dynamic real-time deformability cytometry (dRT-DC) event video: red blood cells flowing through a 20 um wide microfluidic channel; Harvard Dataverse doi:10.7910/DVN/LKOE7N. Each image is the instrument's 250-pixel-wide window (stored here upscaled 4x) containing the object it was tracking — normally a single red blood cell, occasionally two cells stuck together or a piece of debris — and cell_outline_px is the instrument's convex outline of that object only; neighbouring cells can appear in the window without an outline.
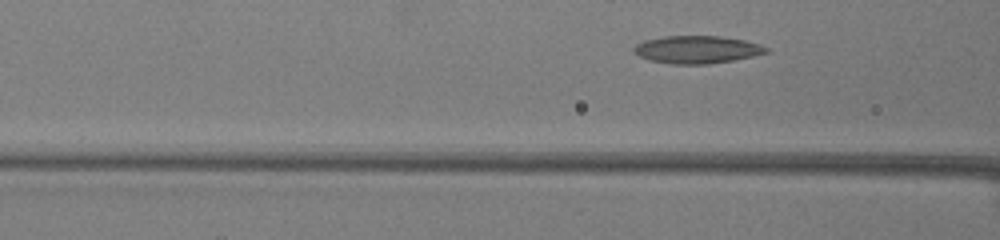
{"species": "common noctule bat (a hibernating species)", "species_latin": "Nyctalus noctula", "temperature_condition": "warm", "stored_images_in_passage": 18, "camera_frame_rate_fps": 3000, "um_per_image_px": 0.085, "animal": {"sex": "female", "body_mass_g": 19.5, "forearm_length_mm": 54.1}, "frame": {"image": 1, "passage_image": 13, "time_ms": 4.0, "image_size_px": [1000, 240], "cell_outline_px": [[768, 52], [752, 56], [732, 60], [708, 64], [668, 64], [648, 60], [632, 52], [632, 48], [636, 44], [644, 40], [664, 36], [720, 36], [744, 40], [760, 44], [768, 48]], "centroid_in_image_um": [59.19, 4.21], "position_along_channel_um": 107.4, "area_um2": 21.39}}
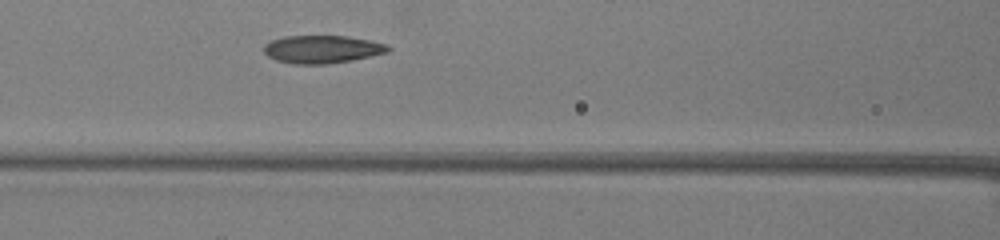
{"frame": {"image": 2, "passage_image": 16, "time_ms": 5.0, "image_size_px": [1000, 240], "cell_outline_px": [[392, 48], [388, 52], [352, 60], [328, 64], [292, 64], [276, 60], [268, 56], [264, 52], [264, 44], [272, 40], [284, 36], [348, 36], [372, 40], [388, 44]], "centroid_in_image_um": [27.41, 4.18], "position_along_channel_um": 139.2, "area_um2": 20.35}}